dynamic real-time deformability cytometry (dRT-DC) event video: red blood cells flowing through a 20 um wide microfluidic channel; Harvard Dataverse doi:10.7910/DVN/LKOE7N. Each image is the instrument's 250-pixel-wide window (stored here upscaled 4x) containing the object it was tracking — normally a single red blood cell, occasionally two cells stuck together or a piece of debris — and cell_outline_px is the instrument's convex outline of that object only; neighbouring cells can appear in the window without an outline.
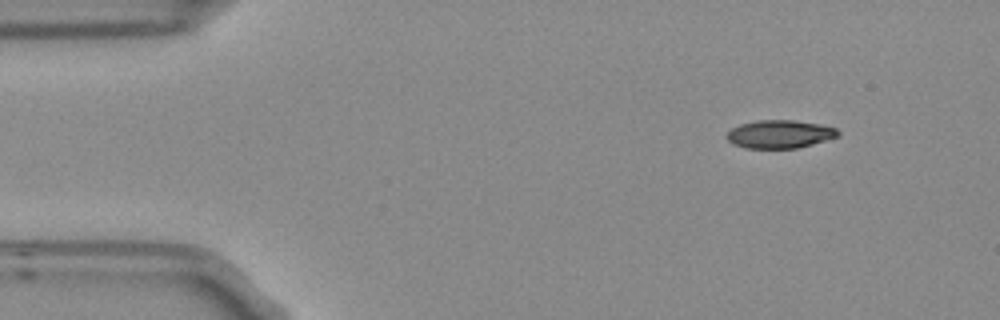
{"species": "Egyptian fruit bat (a non-hibernating species)", "species_latin": "Rousettus aegyptiacus", "temperature_condition": "room temperature", "stored_images_in_passage": 6, "camera_frame_rate_fps": 3000, "um_per_image_px": 0.085, "frame": {"image": 1, "passage_image": 1, "time_ms": 0.0, "image_size_px": [1000, 320], "cell_outline_px": [[840, 136], [812, 144], [796, 148], [744, 148], [732, 144], [724, 136], [732, 128], [740, 124], [756, 120], [792, 120], [820, 124], [836, 128], [840, 132]], "centroid_in_image_um": [66.26, 11.4], "position_along_channel_um": 18.7, "area_um2": 18.32}}
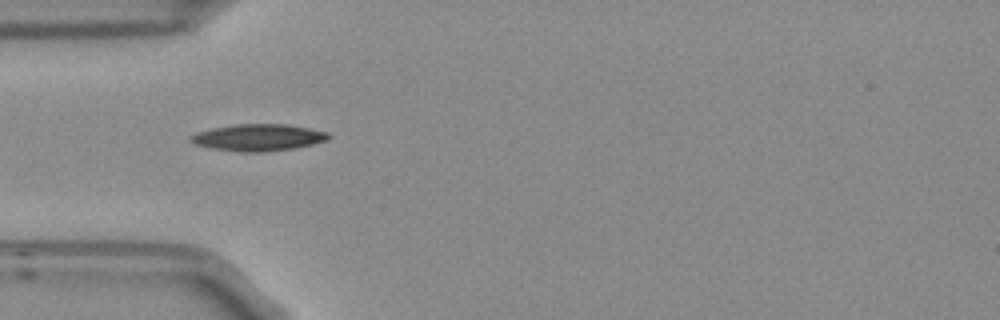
{"frame": {"image": 2, "passage_image": 4, "time_ms": 1.0, "image_size_px": [1000, 320], "cell_outline_px": [[332, 136], [328, 140], [312, 144], [292, 148], [260, 152], [240, 152], [212, 148], [196, 144], [188, 140], [188, 136], [196, 132], [212, 128], [236, 124], [288, 124], [328, 132]], "centroid_in_image_um": [21.94, 11.68], "position_along_channel_um": 63.1, "area_um2": 21.5}}